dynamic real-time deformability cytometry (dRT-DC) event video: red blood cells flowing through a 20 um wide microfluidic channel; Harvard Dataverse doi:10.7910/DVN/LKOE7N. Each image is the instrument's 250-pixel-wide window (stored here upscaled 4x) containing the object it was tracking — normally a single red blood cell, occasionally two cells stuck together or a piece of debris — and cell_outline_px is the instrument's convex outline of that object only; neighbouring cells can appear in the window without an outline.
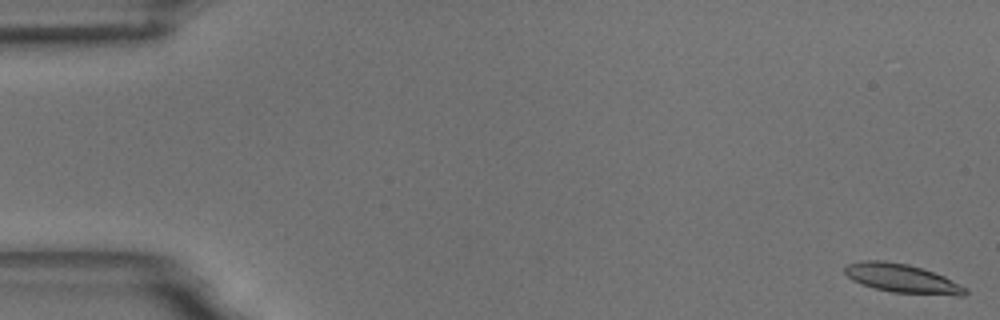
{"species": "common noctule bat (a hibernating species)", "species_latin": "Nyctalus noctula", "temperature_condition": "room temperature", "stored_images_in_passage": 57, "camera_frame_rate_fps": 3000, "um_per_image_px": 0.085, "animal": {"sex": "male", "body_mass_g": 18.8}, "frame": {"image": 1, "passage_image": 1, "time_ms": 0.0, "image_size_px": [1000, 320], "cell_outline_px": [[968, 292], [964, 296], [956, 296], [892, 292], [872, 288], [852, 280], [844, 272], [844, 268], [848, 264], [860, 260], [884, 260], [908, 264], [944, 276], [968, 288]], "centroid_in_image_um": [76.69, 23.67], "position_along_channel_um": 8.3, "area_um2": 20.4}}
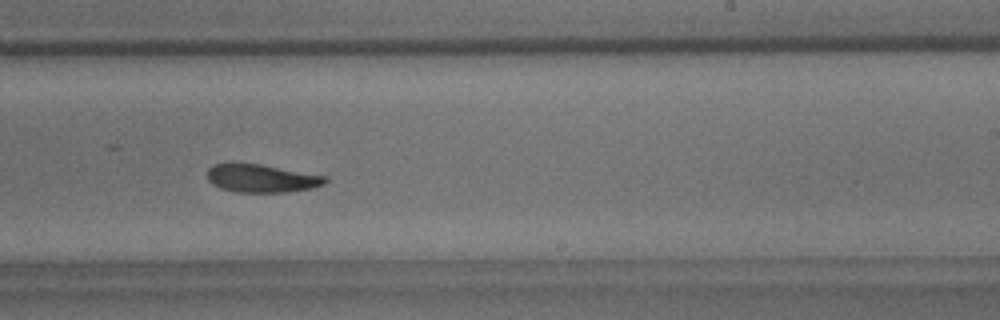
{"frame": {"image": 2, "passage_image": 35, "time_ms": 11.333, "image_size_px": [1000, 320], "cell_outline_px": [[328, 180], [324, 184], [312, 188], [288, 192], [236, 192], [220, 188], [212, 184], [208, 180], [208, 168], [212, 164], [260, 164], [328, 176]], "centroid_in_image_um": [22.26, 15.17], "position_along_channel_um": 266.7, "area_um2": 19.25}}
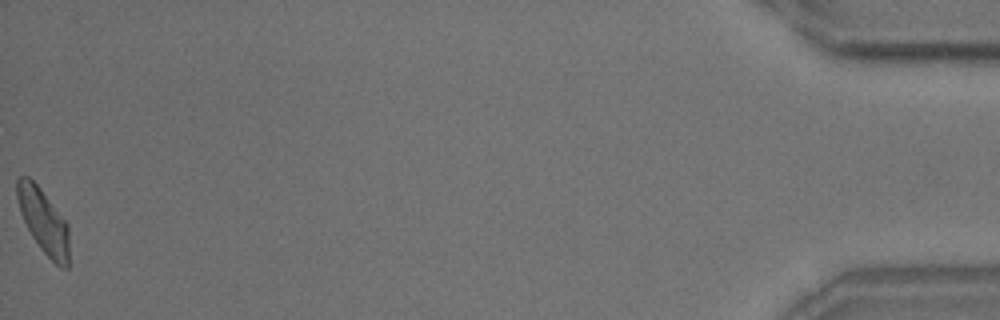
{"frame": {"image": 3, "passage_image": 57, "time_ms": 18.667, "image_size_px": [1000, 320], "cell_outline_px": [[68, 268], [64, 268], [56, 264], [40, 248], [32, 236], [20, 212], [16, 200], [16, 180], [20, 176], [28, 176], [40, 188], [68, 224]], "centroid_in_image_um": [3.67, 18.77], "position_along_channel_um": 431.5, "area_um2": 19.31}, "authors_computed_cell_mechanics": {"area_um2": 19.9988, "velocity_mm_per_s": 3.5816, "shape_relaxation_time_tau1_ms": 5.7861, "shape_relaxation_time_tau2_ms": null, "deformation_change_tau1": 0.1552, "deformation_change_tau2": null}}